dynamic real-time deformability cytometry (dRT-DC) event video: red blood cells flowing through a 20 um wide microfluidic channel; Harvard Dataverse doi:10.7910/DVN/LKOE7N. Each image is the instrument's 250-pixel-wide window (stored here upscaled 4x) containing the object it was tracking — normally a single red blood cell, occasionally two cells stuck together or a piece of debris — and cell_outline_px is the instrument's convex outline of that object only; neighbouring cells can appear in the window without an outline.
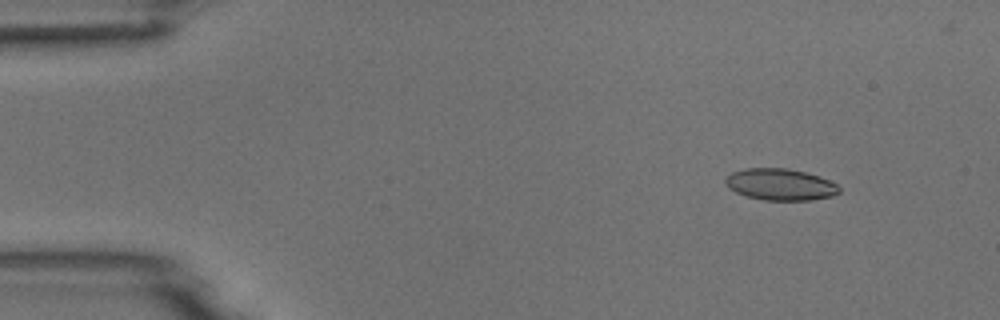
{"species": "common noctule bat (a hibernating species)", "species_latin": "Nyctalus noctula", "temperature_condition": "room temperature", "stored_images_in_passage": 4, "camera_frame_rate_fps": 3000, "um_per_image_px": 0.085, "animal": {"sex": "male", "body_mass_g": 18.8}, "frame": {"image": 1, "passage_image": 2, "time_ms": 1.333, "image_size_px": [1000, 320], "cell_outline_px": [[840, 192], [832, 196], [812, 200], [764, 200], [748, 196], [736, 192], [728, 188], [724, 184], [724, 180], [732, 172], [744, 168], [784, 168], [804, 172], [820, 176], [836, 184], [840, 188]], "centroid_in_image_um": [66.31, 15.68], "position_along_channel_um": 18.7, "area_um2": 20.92}}
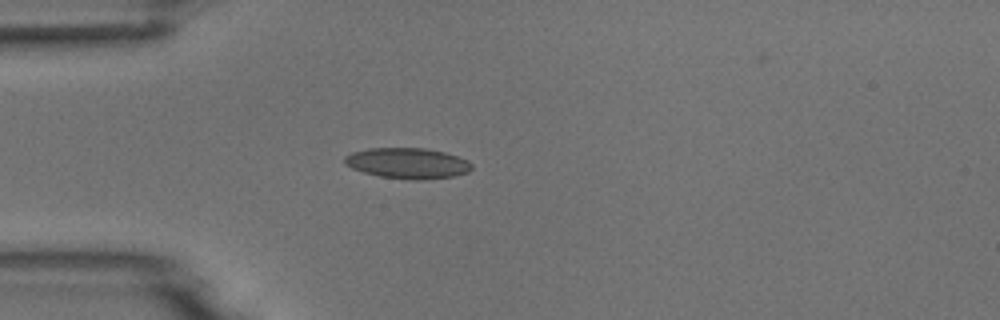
{"frame": {"image": 2, "passage_image": 4, "time_ms": 4.333, "image_size_px": [1000, 320], "cell_outline_px": [[472, 168], [468, 172], [452, 176], [420, 180], [408, 180], [380, 176], [364, 172], [352, 168], [344, 164], [344, 156], [352, 152], [368, 148], [424, 148], [444, 152], [468, 160], [472, 164]], "centroid_in_image_um": [34.62, 13.87], "position_along_channel_um": 50.4, "area_um2": 22.72}}